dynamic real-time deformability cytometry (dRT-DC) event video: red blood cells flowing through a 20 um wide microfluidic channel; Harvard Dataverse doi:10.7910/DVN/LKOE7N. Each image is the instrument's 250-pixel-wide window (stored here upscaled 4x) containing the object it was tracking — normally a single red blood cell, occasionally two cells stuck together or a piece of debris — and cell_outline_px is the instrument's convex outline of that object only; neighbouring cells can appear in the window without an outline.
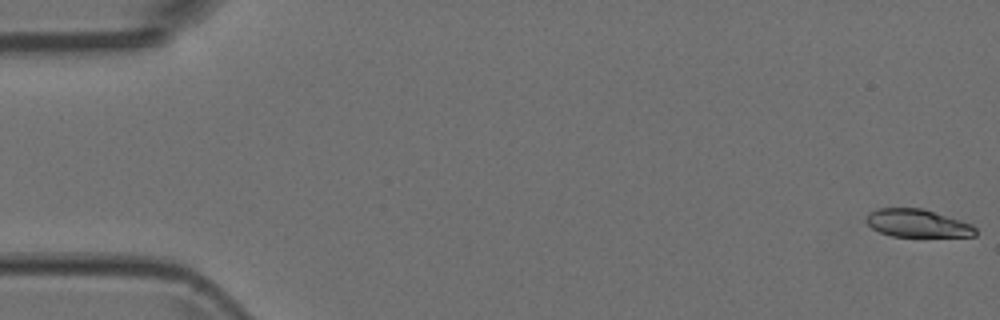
{"species": "Egyptian fruit bat (a non-hibernating species)", "species_latin": "Rousettus aegyptiacus", "temperature_condition": "room temperature", "stored_images_in_passage": 6, "camera_frame_rate_fps": 3000, "um_per_image_px": 0.085, "animal": {"sex": "female"}, "frame": {"image": 1, "passage_image": 1, "time_ms": 0.0, "image_size_px": [1000, 320], "cell_outline_px": [[976, 236], [892, 236], [880, 232], [872, 228], [864, 220], [868, 212], [876, 208], [924, 208], [972, 224], [976, 228]], "centroid_in_image_um": [77.95, 18.96], "position_along_channel_um": 7.0, "area_um2": 17.8}}
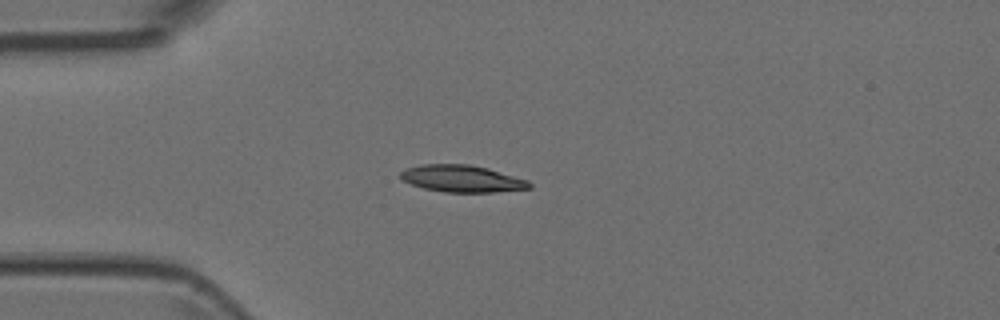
{"frame": {"image": 2, "passage_image": 4, "time_ms": 1.0, "image_size_px": [1000, 320], "cell_outline_px": [[532, 188], [492, 192], [444, 192], [424, 188], [400, 180], [400, 172], [404, 168], [424, 164], [468, 164], [488, 168], [528, 180], [532, 184]], "centroid_in_image_um": [39.25, 15.18], "position_along_channel_um": 45.8, "area_um2": 20.29}}